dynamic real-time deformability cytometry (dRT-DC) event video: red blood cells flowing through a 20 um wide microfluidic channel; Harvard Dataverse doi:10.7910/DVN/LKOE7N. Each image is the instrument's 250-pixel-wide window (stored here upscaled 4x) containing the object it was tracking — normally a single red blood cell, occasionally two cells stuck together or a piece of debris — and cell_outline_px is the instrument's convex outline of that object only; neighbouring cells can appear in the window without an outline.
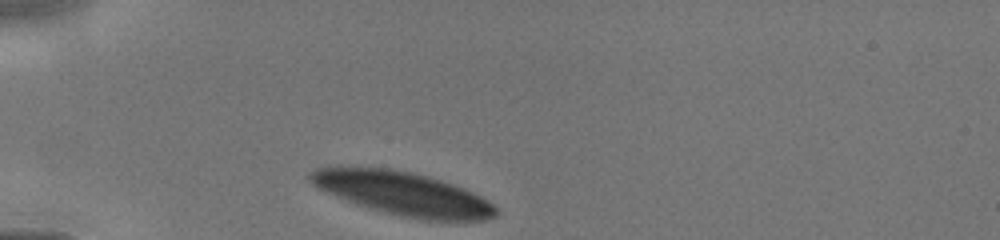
{"species": "human", "species_latin": "Homo sapiens", "temperature_condition": "cold", "stored_images_in_passage": 14, "camera_frame_rate_fps": 3000, "um_per_image_px": 0.085, "donor": {"sex": "male"}, "frame": {"image": 1, "passage_image": 1, "time_ms": 0.0, "image_size_px": [1000, 240], "cell_outline_px": [[500, 212], [496, 216], [484, 220], [420, 220], [400, 216], [368, 208], [356, 204], [336, 196], [312, 184], [308, 180], [308, 172], [316, 168], [340, 164], [388, 168], [428, 176], [464, 188], [488, 200], [500, 208]], "centroid_in_image_um": [34.2, 16.42], "position_along_channel_um": 50.8, "area_um2": 47.74}}
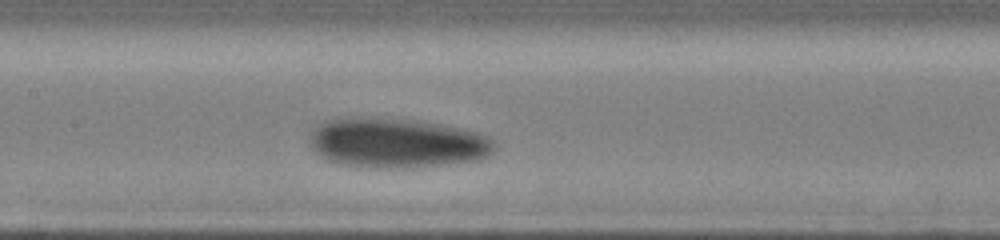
{"frame": {"image": 2, "passage_image": 8, "time_ms": 3.333, "image_size_px": [1000, 240], "cell_outline_px": [[496, 148], [488, 156], [480, 160], [408, 168], [360, 168], [336, 164], [320, 156], [312, 148], [312, 132], [320, 124], [328, 120], [420, 120], [480, 132], [488, 136], [496, 144]], "centroid_in_image_um": [33.82, 12.21], "position_along_channel_um": 173.6, "area_um2": 52.89}}
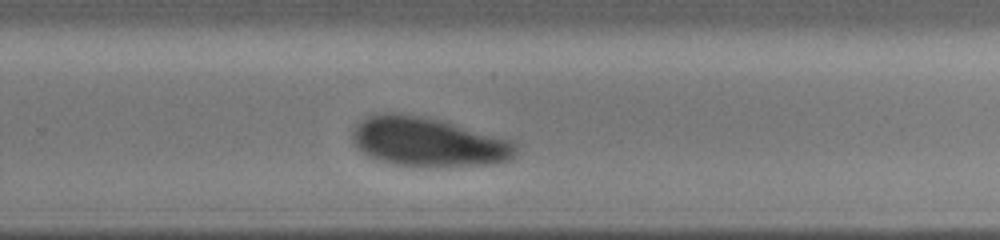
{"frame": {"image": 3, "passage_image": 14, "time_ms": 6.0, "image_size_px": [1000, 240], "cell_outline_px": [[516, 156], [512, 160], [496, 164], [436, 168], [416, 168], [392, 164], [368, 156], [352, 140], [352, 128], [360, 120], [376, 112], [396, 112], [444, 120], [512, 140], [516, 144]], "centroid_in_image_um": [36.42, 12.08], "position_along_channel_um": 293.4, "area_um2": 48.21}}